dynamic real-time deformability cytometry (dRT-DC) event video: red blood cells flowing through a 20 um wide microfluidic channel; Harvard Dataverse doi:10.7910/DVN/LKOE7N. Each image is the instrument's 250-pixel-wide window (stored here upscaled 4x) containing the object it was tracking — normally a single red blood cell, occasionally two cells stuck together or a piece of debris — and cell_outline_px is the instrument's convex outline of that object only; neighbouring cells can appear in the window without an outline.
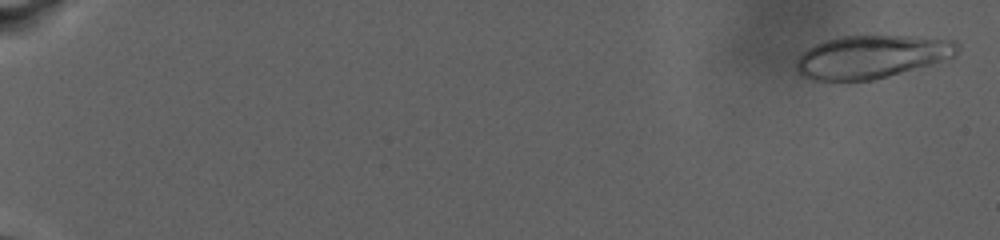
{"species": "human", "species_latin": "Homo sapiens", "temperature_condition": "warm", "stored_images_in_passage": 82, "camera_frame_rate_fps": 3000, "um_per_image_px": 0.085, "donor": {"sex": "male"}, "frame": {"image": 1, "passage_image": 4, "time_ms": 0.667, "image_size_px": [1000, 240], "cell_outline_px": [[960, 48], [956, 56], [888, 76], [872, 80], [812, 80], [804, 76], [796, 68], [796, 60], [808, 48], [824, 40], [840, 36], [912, 36], [956, 40], [960, 44]], "centroid_in_image_um": [74.11, 4.8], "position_along_channel_um": 10.9, "area_um2": 40.11}}
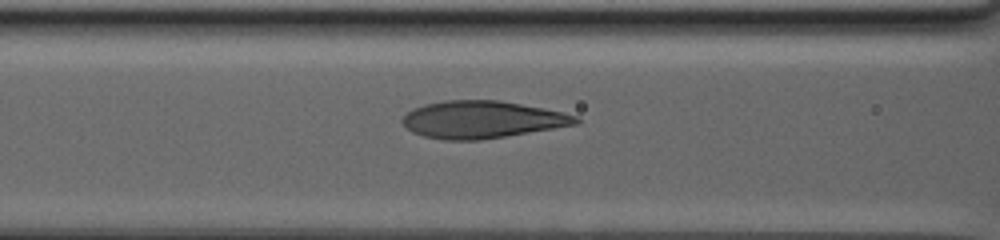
{"frame": {"image": 2, "passage_image": 62, "time_ms": 14.333, "image_size_px": [1000, 240], "cell_outline_px": [[580, 124], [480, 140], [444, 140], [424, 136], [412, 132], [400, 120], [412, 108], [424, 104], [444, 100], [500, 100], [544, 108], [576, 116], [580, 120]], "centroid_in_image_um": [40.96, 10.16], "position_along_channel_um": 125.6, "area_um2": 37.63}}
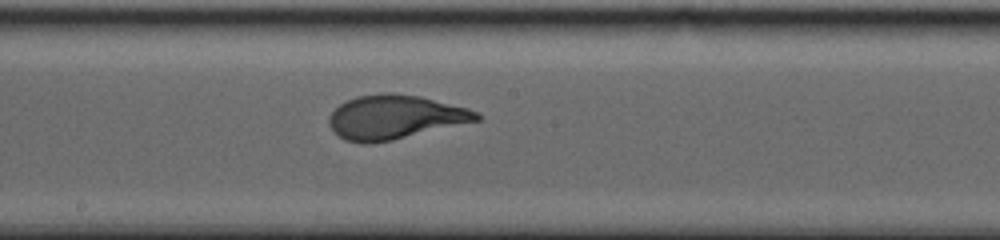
{"frame": {"image": 3, "passage_image": 81, "time_ms": 18.0, "image_size_px": [1000, 240], "cell_outline_px": [[480, 120], [392, 140], [368, 144], [360, 144], [344, 140], [336, 136], [328, 124], [328, 120], [332, 112], [340, 104], [356, 96], [388, 92], [420, 96], [468, 108], [480, 112]], "centroid_in_image_um": [33.53, 9.96], "position_along_channel_um": 214.7, "area_um2": 37.97}}